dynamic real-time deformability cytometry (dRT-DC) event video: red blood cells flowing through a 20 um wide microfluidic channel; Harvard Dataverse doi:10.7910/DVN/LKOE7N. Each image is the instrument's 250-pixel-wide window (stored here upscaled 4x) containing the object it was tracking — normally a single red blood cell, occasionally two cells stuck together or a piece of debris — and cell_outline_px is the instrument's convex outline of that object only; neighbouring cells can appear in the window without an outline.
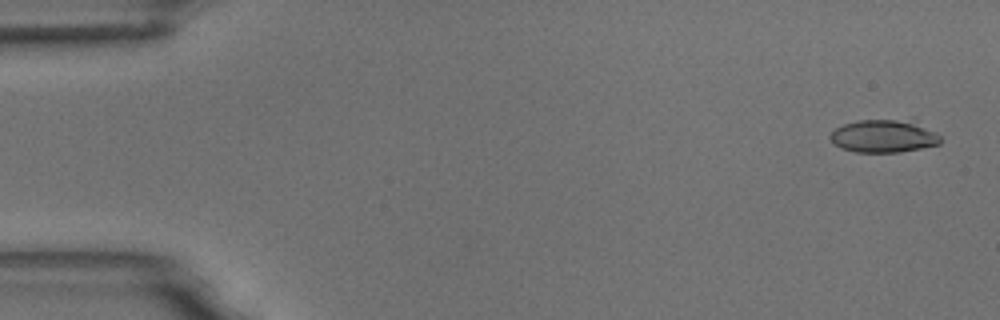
{"species": "common noctule bat (a hibernating species)", "species_latin": "Nyctalus noctula", "temperature_condition": "room temperature", "stored_images_in_passage": 4, "camera_frame_rate_fps": 3000, "um_per_image_px": 0.085, "animal": {"sex": "male", "body_mass_g": 18.8}, "frame": {"image": 1, "passage_image": 1, "time_ms": 0.0, "image_size_px": [1000, 320], "cell_outline_px": [[940, 144], [900, 152], [856, 152], [840, 148], [832, 144], [828, 136], [836, 128], [844, 124], [860, 120], [912, 116], [936, 132], [940, 136]], "centroid_in_image_um": [75.17, 11.51], "position_along_channel_um": 9.8, "area_um2": 22.2}}
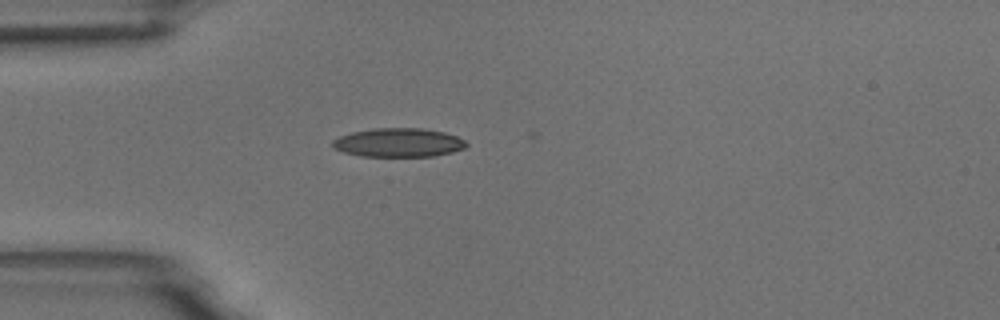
{"frame": {"image": 2, "passage_image": 4, "time_ms": 4.333, "image_size_px": [1000, 320], "cell_outline_px": [[468, 144], [464, 148], [452, 152], [432, 156], [360, 156], [344, 152], [332, 148], [332, 140], [340, 136], [352, 132], [372, 128], [424, 128], [444, 132], [456, 136], [464, 140]], "centroid_in_image_um": [33.85, 12.11], "position_along_channel_um": 51.1, "area_um2": 22.48}}